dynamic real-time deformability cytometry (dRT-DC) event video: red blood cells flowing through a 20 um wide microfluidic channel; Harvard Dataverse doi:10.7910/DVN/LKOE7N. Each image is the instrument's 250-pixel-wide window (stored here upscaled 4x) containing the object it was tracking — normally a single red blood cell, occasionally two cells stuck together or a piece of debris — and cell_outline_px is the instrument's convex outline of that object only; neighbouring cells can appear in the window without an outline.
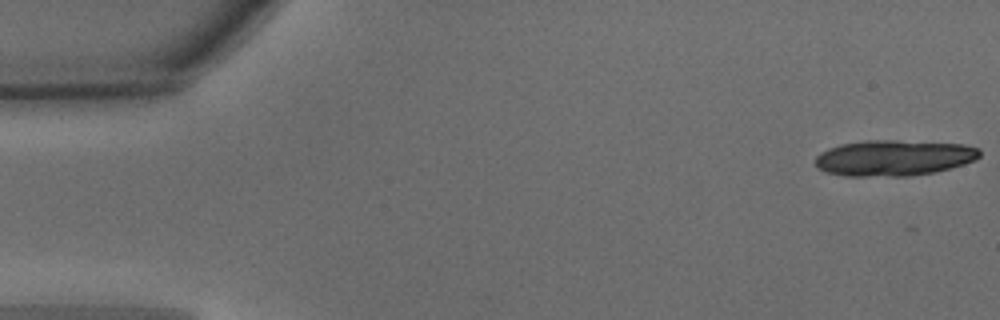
{"species": "common noctule bat (a hibernating species)", "species_latin": "Nyctalus noctula", "temperature_condition": "warm", "stored_images_in_passage": 16, "camera_frame_rate_fps": 3000, "um_per_image_px": 0.085, "animal": {"sex": "male", "body_mass_g": 15.6}, "frame": {"image": 1, "passage_image": 1, "time_ms": 0.0, "image_size_px": [1000, 320], "cell_outline_px": [[980, 156], [976, 160], [964, 164], [932, 172], [908, 176], [844, 176], [828, 172], [820, 168], [816, 164], [816, 156], [820, 152], [828, 148], [840, 144], [868, 140], [896, 140], [964, 144], [980, 148]], "centroid_in_image_um": [75.99, 13.41], "position_along_channel_um": 9.0, "area_um2": 34.28}}